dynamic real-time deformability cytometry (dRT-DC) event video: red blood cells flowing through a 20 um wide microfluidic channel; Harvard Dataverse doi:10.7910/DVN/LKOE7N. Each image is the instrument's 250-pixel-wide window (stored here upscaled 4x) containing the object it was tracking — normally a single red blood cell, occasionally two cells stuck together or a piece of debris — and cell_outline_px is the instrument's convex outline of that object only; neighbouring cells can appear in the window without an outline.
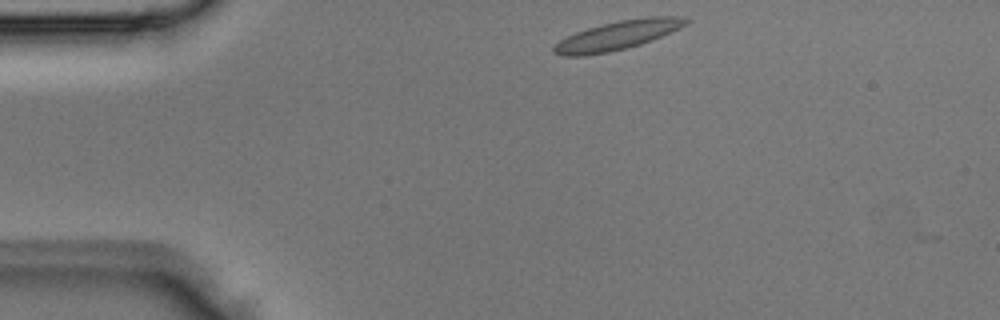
{"species": "Egyptian fruit bat (a non-hibernating species)", "species_latin": "Rousettus aegyptiacus", "temperature_condition": "room temperature", "stored_images_in_passage": 2, "camera_frame_rate_fps": 3000, "um_per_image_px": 0.085, "animal": {"sex": "male"}, "frame": {"image": 1, "passage_image": 1, "time_ms": 0.0, "image_size_px": [1000, 320], "cell_outline_px": [[688, 20], [680, 28], [652, 40], [640, 44], [608, 52], [584, 56], [560, 56], [552, 52], [552, 48], [560, 40], [576, 32], [588, 28], [620, 20], [648, 16], [680, 16]], "centroid_in_image_um": [52.45, 3.01], "position_along_channel_um": 32.5, "area_um2": 21.96}}